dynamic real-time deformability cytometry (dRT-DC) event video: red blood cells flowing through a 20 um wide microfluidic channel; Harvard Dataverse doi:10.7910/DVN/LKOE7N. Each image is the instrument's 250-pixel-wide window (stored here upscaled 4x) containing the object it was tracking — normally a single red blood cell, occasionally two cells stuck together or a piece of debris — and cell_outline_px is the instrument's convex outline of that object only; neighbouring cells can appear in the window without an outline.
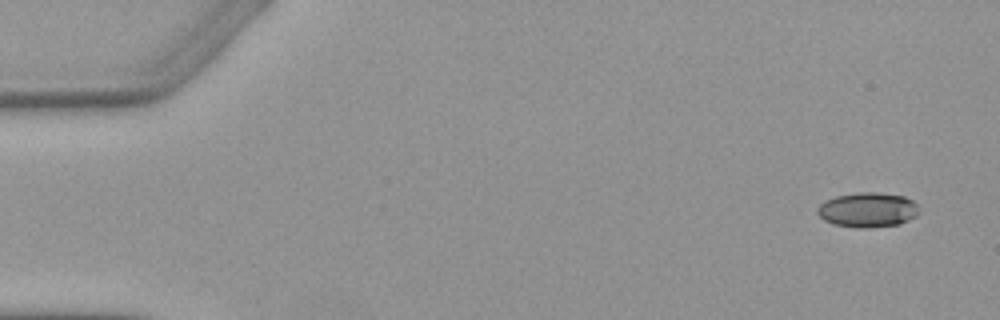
{"species": "Egyptian fruit bat (a non-hibernating species)", "species_latin": "Rousettus aegyptiacus", "temperature_condition": "warm", "stored_images_in_passage": 3, "camera_frame_rate_fps": 3000, "um_per_image_px": 0.085, "animal": {"sex": "female"}, "frame": {"image": 1, "passage_image": 1, "time_ms": 0.0, "image_size_px": [1000, 320], "cell_outline_px": [[920, 212], [916, 216], [900, 224], [872, 228], [856, 228], [832, 224], [824, 220], [816, 212], [816, 208], [824, 200], [836, 196], [860, 192], [876, 192], [904, 196], [912, 200], [916, 204]], "centroid_in_image_um": [73.74, 17.85], "position_along_channel_um": 11.3, "area_um2": 20.87}}